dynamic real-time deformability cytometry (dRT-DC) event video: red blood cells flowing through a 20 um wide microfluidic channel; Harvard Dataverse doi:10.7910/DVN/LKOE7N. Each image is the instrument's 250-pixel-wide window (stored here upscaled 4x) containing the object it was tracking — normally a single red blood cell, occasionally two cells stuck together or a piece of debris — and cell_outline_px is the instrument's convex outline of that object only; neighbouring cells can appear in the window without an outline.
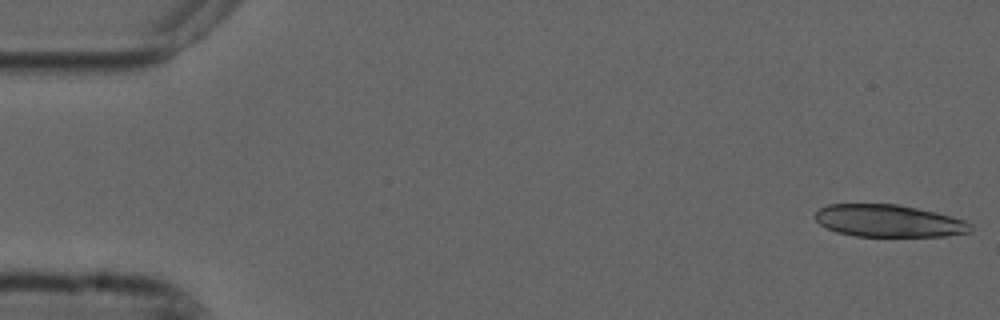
{"species": "common noctule bat (a hibernating species)", "species_latin": "Nyctalus noctula", "temperature_condition": "cold", "stored_images_in_passage": 18, "camera_frame_rate_fps": 3000, "um_per_image_px": 0.085, "animal": {"sex": "male", "forearm_length_mm": 52.5}, "frame": {"image": 1, "passage_image": 1, "time_ms": 0.0, "image_size_px": [1000, 320], "cell_outline_px": [[972, 228], [968, 232], [944, 236], [852, 236], [836, 232], [820, 224], [812, 216], [820, 208], [828, 204], [896, 204], [936, 212], [952, 216], [964, 220], [972, 224]], "centroid_in_image_um": [75.51, 18.77], "position_along_channel_um": 9.5, "area_um2": 29.25}}